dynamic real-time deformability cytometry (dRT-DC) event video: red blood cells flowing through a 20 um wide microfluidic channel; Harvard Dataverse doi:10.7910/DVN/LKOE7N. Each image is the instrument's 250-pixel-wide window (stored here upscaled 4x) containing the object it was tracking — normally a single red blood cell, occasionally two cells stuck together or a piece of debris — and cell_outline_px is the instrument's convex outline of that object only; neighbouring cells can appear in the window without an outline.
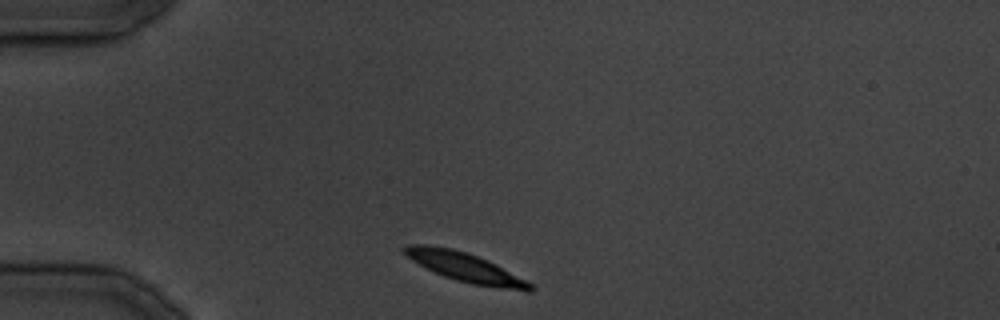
{"species": "common noctule bat (a hibernating species)", "species_latin": "Nyctalus noctula", "temperature_condition": "cold", "stored_images_in_passage": 8, "camera_frame_rate_fps": 3000, "um_per_image_px": 0.085, "animal": {"sex": "male", "body_mass_g": 19.5, "forearm_length_mm": 54.6}, "frame": {"image": 1, "passage_image": 1, "time_ms": 0.0, "image_size_px": [1000, 320], "cell_outline_px": [[536, 288], [532, 292], [524, 292], [472, 284], [456, 280], [444, 276], [412, 260], [400, 248], [408, 244], [428, 244], [452, 248], [488, 260], [496, 264], [532, 284]], "centroid_in_image_um": [39.58, 22.73], "position_along_channel_um": 45.4, "area_um2": 21.27}}